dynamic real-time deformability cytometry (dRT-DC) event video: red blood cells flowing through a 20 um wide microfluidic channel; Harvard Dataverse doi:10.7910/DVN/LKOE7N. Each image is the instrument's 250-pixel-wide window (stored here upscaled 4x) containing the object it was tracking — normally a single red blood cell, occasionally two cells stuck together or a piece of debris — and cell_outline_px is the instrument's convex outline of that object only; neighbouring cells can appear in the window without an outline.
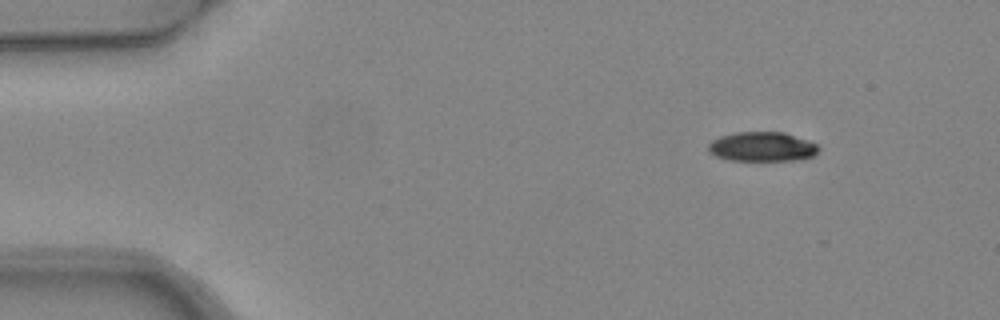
{"species": "common noctule bat (a hibernating species)", "species_latin": "Nyctalus noctula", "temperature_condition": "warm", "stored_images_in_passage": 3, "camera_frame_rate_fps": 3000, "um_per_image_px": 0.085, "animal": {"sex": "female", "body_mass_g": 24.6, "forearm_length_mm": 56.2}, "frame": {"image": 1, "passage_image": 1, "time_ms": 0.0, "image_size_px": [1000, 320], "cell_outline_px": [[820, 148], [812, 156], [796, 160], [728, 160], [716, 156], [708, 152], [708, 144], [712, 140], [720, 136], [736, 132], [784, 132], [808, 140], [816, 144]], "centroid_in_image_um": [64.75, 12.46], "position_along_channel_um": 20.2, "area_um2": 18.9}}